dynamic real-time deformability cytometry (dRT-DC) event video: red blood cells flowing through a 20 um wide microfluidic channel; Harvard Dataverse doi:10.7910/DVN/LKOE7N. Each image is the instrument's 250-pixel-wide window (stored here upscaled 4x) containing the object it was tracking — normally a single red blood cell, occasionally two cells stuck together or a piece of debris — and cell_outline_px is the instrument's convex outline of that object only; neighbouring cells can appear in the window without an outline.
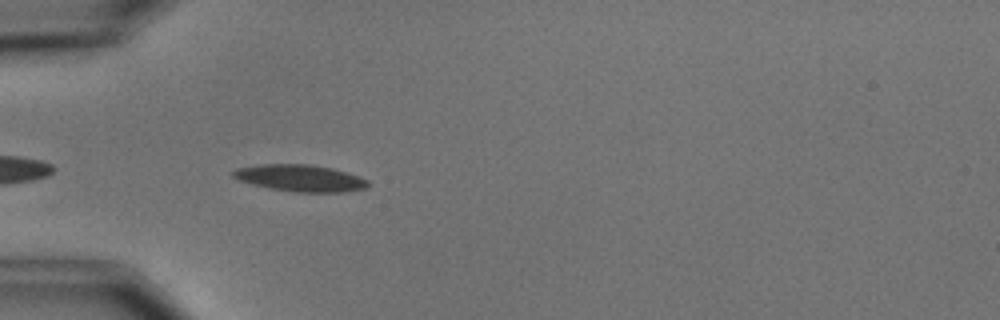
{"species": "common noctule bat (a hibernating species)", "species_latin": "Nyctalus noctula", "temperature_condition": "cold", "stored_images_in_passage": 6, "camera_frame_rate_fps": 3000, "um_per_image_px": 0.085, "animal": {"sex": "male", "body_mass_g": 15.6}, "frame": {"image": 1, "passage_image": 5, "time_ms": 4.667, "image_size_px": [1000, 320], "cell_outline_px": [[368, 184], [364, 188], [344, 192], [296, 192], [268, 188], [252, 184], [240, 180], [232, 176], [232, 172], [236, 168], [264, 164], [308, 164], [332, 168], [368, 180]], "centroid_in_image_um": [25.48, 15.14], "position_along_channel_um": 59.5, "area_um2": 20.75}}